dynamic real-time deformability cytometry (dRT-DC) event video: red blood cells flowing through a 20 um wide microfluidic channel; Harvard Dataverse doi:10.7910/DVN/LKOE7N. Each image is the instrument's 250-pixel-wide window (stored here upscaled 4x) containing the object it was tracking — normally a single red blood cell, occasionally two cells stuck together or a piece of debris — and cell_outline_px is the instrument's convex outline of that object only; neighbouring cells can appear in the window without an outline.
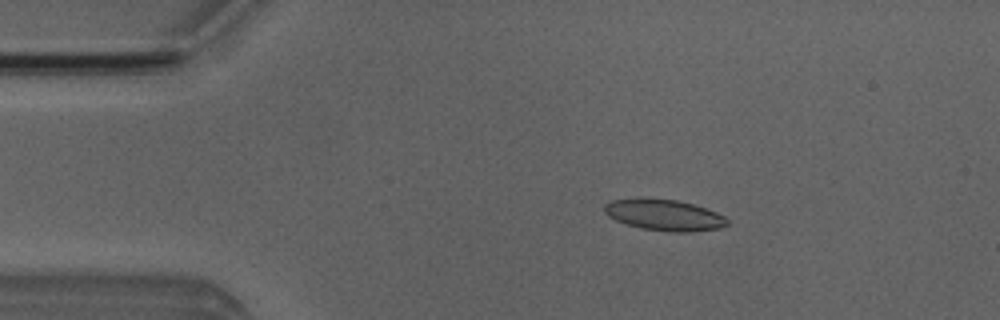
{"species": "Egyptian fruit bat (a non-hibernating species)", "species_latin": "Rousettus aegyptiacus", "temperature_condition": "room temperature", "stored_images_in_passage": 5, "camera_frame_rate_fps": 3000, "um_per_image_px": 0.085, "animal": {"sex": "male"}, "frame": {"image": 1, "passage_image": 2, "time_ms": 1.333, "image_size_px": [1000, 320], "cell_outline_px": [[728, 224], [720, 228], [688, 232], [668, 232], [640, 228], [616, 220], [608, 216], [604, 212], [604, 204], [608, 200], [640, 196], [676, 200], [692, 204], [716, 212], [724, 216], [728, 220]], "centroid_in_image_um": [56.39, 18.25], "position_along_channel_um": 28.6, "area_um2": 22.72}}